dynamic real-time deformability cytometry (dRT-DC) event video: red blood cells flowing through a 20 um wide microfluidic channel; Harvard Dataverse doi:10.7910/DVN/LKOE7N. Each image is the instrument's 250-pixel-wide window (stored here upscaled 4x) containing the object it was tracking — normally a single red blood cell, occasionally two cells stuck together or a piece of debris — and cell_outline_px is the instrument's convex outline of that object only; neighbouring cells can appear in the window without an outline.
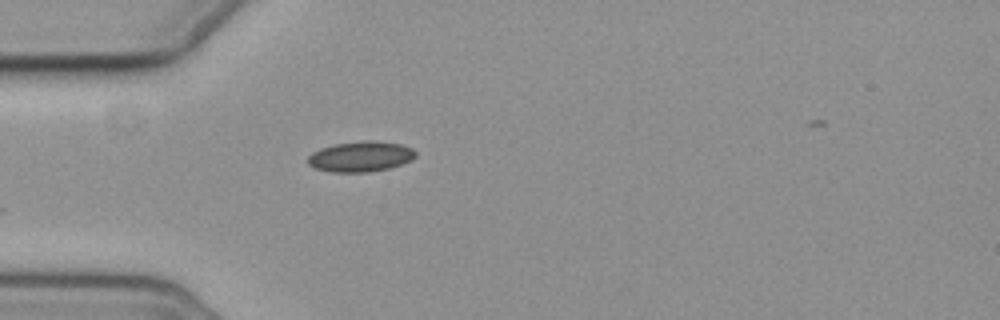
{"species": "common noctule bat (a hibernating species)", "species_latin": "Nyctalus noctula", "temperature_condition": "cold", "stored_images_in_passage": 1, "camera_frame_rate_fps": 3000, "um_per_image_px": 0.085, "animal": {"sex": "female", "body_mass_g": 19.3, "forearm_length_mm": 54.1}, "frame": {"image": 1, "passage_image": 1, "time_ms": 0.0, "image_size_px": [1000, 320], "cell_outline_px": [[416, 156], [412, 160], [388, 168], [368, 172], [332, 172], [316, 168], [308, 164], [308, 156], [312, 152], [320, 148], [336, 144], [360, 140], [376, 140], [400, 144], [412, 148], [416, 152]], "centroid_in_image_um": [30.66, 13.29], "position_along_channel_um": 54.3, "area_um2": 19.13}}